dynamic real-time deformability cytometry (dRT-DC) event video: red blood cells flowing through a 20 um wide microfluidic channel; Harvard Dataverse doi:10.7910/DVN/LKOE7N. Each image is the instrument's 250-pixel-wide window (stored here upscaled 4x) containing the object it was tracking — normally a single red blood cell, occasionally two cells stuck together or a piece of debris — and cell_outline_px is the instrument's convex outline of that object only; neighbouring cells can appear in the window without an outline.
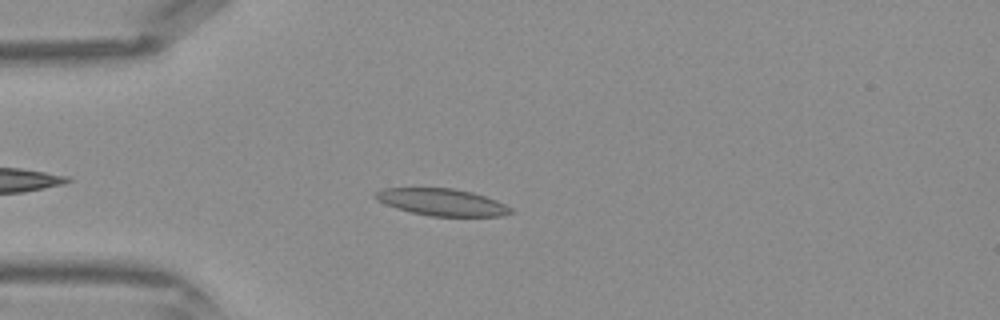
{"species": "Egyptian fruit bat (a non-hibernating species)", "species_latin": "Rousettus aegyptiacus", "temperature_condition": "warm", "stored_images_in_passage": 36, "camera_frame_rate_fps": 3000, "um_per_image_px": 0.085, "frame": {"image": 1, "passage_image": 5, "time_ms": 1.333, "image_size_px": [1000, 320], "cell_outline_px": [[512, 212], [504, 216], [432, 216], [412, 212], [396, 208], [384, 204], [376, 200], [372, 196], [372, 192], [384, 188], [452, 188], [472, 192], [496, 200], [512, 208]], "centroid_in_image_um": [37.51, 17.18], "position_along_channel_um": 47.5, "area_um2": 21.33}}
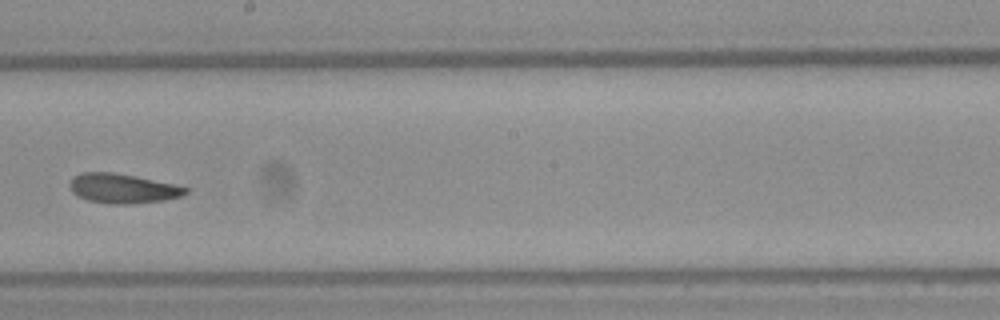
{"frame": {"image": 2, "passage_image": 18, "time_ms": 5.667, "image_size_px": [1000, 320], "cell_outline_px": [[188, 192], [180, 196], [164, 200], [128, 204], [108, 204], [88, 200], [72, 192], [72, 180], [80, 172], [112, 172], [136, 176], [176, 184], [188, 188]], "centroid_in_image_um": [10.48, 16.01], "position_along_channel_um": 237.7, "area_um2": 19.71}}
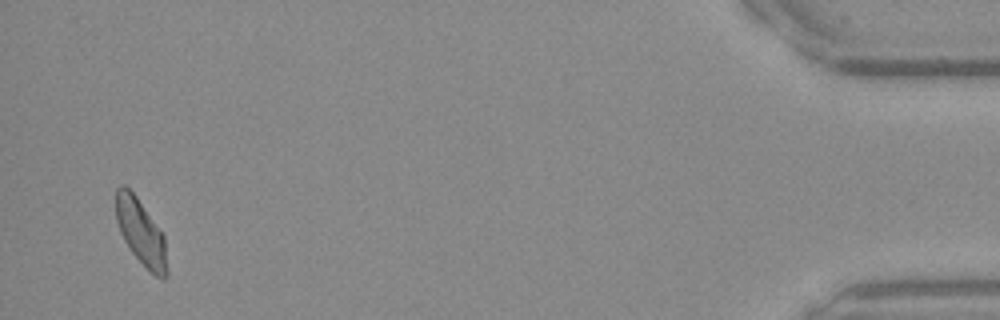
{"frame": {"image": 3, "passage_image": 35, "time_ms": 11.333, "image_size_px": [1000, 320], "cell_outline_px": [[168, 276], [164, 280], [160, 280], [132, 252], [124, 240], [120, 232], [116, 220], [116, 188], [120, 184], [124, 184], [136, 196], [164, 236], [168, 268]], "centroid_in_image_um": [11.98, 19.75], "position_along_channel_um": 423.2, "area_um2": 19.36}}